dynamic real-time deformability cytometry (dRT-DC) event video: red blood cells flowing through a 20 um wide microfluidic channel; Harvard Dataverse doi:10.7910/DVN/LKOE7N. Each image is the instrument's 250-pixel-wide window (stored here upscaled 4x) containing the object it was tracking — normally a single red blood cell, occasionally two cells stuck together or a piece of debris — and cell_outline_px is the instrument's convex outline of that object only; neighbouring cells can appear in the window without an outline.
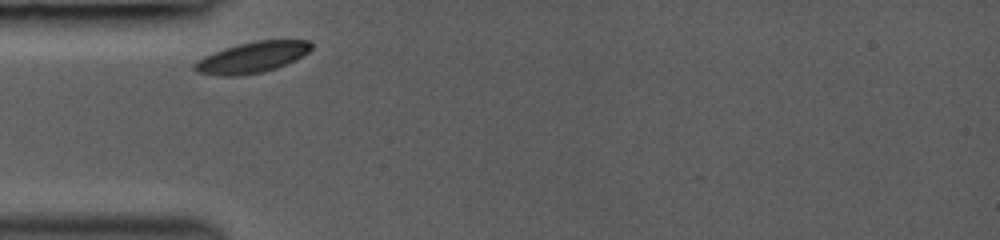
{"species": "common noctule bat (a hibernating species)", "species_latin": "Nyctalus noctula", "temperature_condition": "room temperature", "stored_images_in_passage": 5, "camera_frame_rate_fps": 3000, "um_per_image_px": 0.085, "animal": {"sex": "female", "body_mass_g": 19.0, "forearm_length_mm": 53.3}, "frame": {"image": 1, "passage_image": 1, "time_ms": 0.0, "image_size_px": [1000, 240], "cell_outline_px": [[312, 48], [308, 52], [276, 68], [264, 72], [240, 76], [220, 76], [196, 72], [192, 68], [192, 64], [196, 60], [204, 56], [224, 48], [256, 40], [308, 40], [312, 44]], "centroid_in_image_um": [21.36, 4.89], "position_along_channel_um": 63.6, "area_um2": 20.98}}
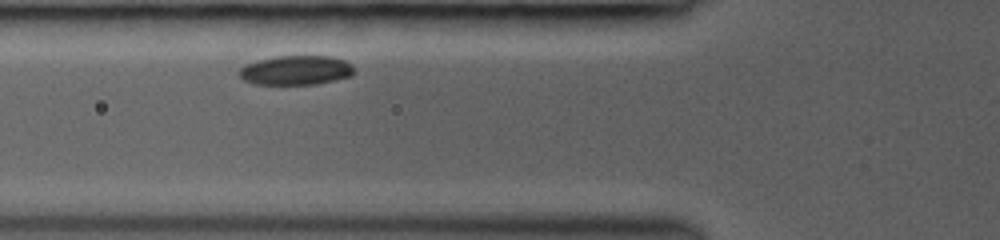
{"frame": {"image": 2, "passage_image": 3, "time_ms": 1.0, "image_size_px": [1000, 240], "cell_outline_px": [[356, 72], [352, 76], [336, 80], [316, 84], [252, 84], [244, 80], [236, 72], [244, 64], [276, 56], [332, 56], [344, 60], [352, 64]], "centroid_in_image_um": [25.17, 5.97], "position_along_channel_um": 100.6, "area_um2": 19.94}}
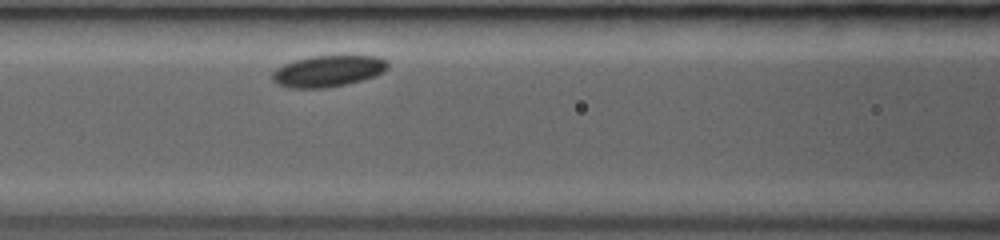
{"frame": {"image": 3, "passage_image": 5, "time_ms": 2.0, "image_size_px": [1000, 240], "cell_outline_px": [[388, 68], [384, 72], [376, 76], [348, 84], [324, 88], [288, 88], [276, 84], [272, 80], [272, 72], [276, 68], [292, 60], [312, 56], [380, 56], [388, 60]], "centroid_in_image_um": [27.89, 6.04], "position_along_channel_um": 138.7, "area_um2": 21.44}}